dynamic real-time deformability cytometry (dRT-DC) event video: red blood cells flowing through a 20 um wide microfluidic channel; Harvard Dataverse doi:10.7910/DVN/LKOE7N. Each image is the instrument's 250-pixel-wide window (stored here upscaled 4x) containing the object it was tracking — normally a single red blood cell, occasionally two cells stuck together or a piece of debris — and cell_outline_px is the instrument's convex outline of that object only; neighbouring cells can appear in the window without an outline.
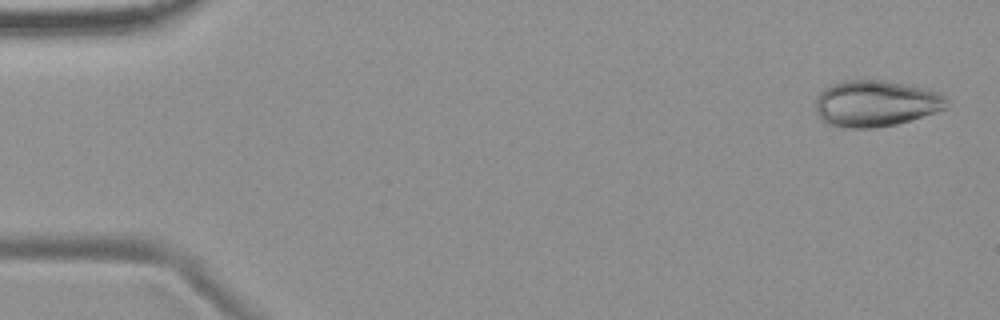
{"species": "common noctule bat (a hibernating species)", "species_latin": "Nyctalus noctula", "temperature_condition": "room temperature", "stored_images_in_passage": 3, "camera_frame_rate_fps": 3000, "um_per_image_px": 0.085, "animal": {"sex": "female", "body_mass_g": 19.9}, "frame": {"image": 1, "passage_image": 1, "time_ms": 0.0, "image_size_px": [1000, 320], "cell_outline_px": [[948, 108], [912, 120], [896, 124], [876, 128], [848, 128], [828, 124], [820, 120], [816, 112], [816, 96], [824, 88], [832, 84], [844, 80], [884, 80], [932, 88], [940, 92], [948, 100]], "centroid_in_image_um": [74.47, 8.79], "position_along_channel_um": 10.5, "area_um2": 36.07}}